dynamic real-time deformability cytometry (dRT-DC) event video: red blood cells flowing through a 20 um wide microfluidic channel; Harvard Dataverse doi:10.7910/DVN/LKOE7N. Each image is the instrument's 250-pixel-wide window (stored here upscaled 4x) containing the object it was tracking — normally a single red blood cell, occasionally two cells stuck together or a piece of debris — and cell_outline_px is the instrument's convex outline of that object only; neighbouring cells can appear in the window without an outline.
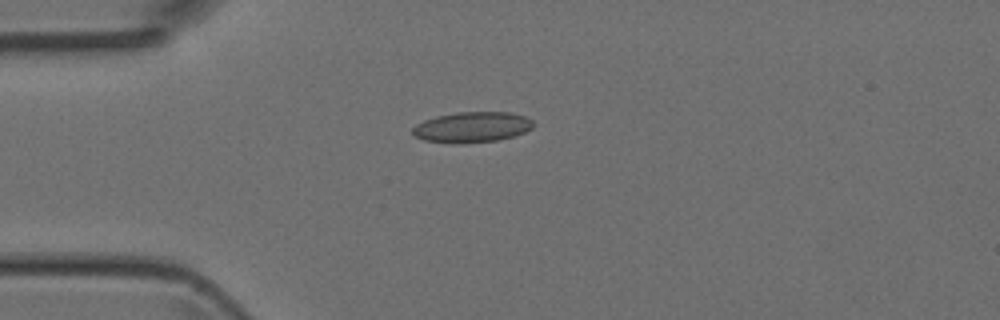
{"species": "Egyptian fruit bat (a non-hibernating species)", "species_latin": "Rousettus aegyptiacus", "temperature_condition": "room temperature", "stored_images_in_passage": 3, "camera_frame_rate_fps": 3000, "um_per_image_px": 0.085, "animal": {"sex": "female"}, "frame": {"image": 1, "passage_image": 3, "time_ms": 0.667, "image_size_px": [1000, 320], "cell_outline_px": [[532, 128], [524, 132], [512, 136], [496, 140], [456, 144], [452, 144], [424, 140], [416, 136], [412, 132], [412, 128], [416, 124], [424, 120], [436, 116], [456, 112], [508, 112], [524, 116], [532, 120]], "centroid_in_image_um": [40.08, 10.8], "position_along_channel_um": 44.9, "area_um2": 21.39}}